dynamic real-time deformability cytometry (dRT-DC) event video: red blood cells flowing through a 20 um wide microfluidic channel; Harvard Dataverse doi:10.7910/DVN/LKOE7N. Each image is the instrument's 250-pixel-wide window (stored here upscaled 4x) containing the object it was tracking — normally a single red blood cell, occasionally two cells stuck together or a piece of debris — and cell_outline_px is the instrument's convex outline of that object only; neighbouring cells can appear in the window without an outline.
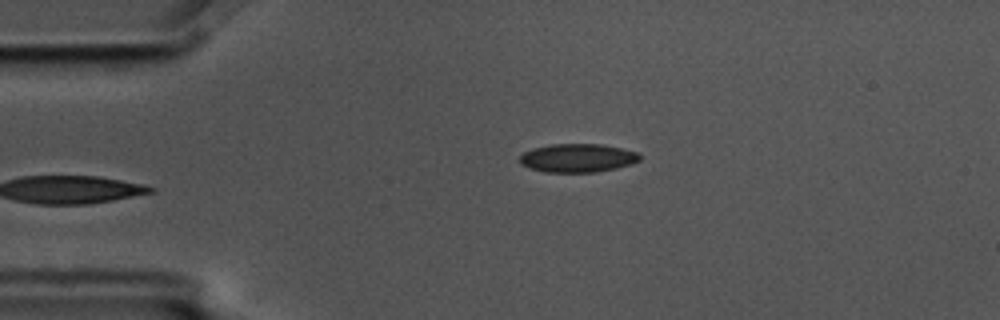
{"species": "common noctule bat (a hibernating species)", "species_latin": "Nyctalus noctula", "temperature_condition": "cold", "stored_images_in_passage": 2, "camera_frame_rate_fps": 3000, "um_per_image_px": 0.085, "animal": {"sex": "male", "body_mass_g": 17.5, "forearm_length_mm": 52.3}, "frame": {"image": 1, "passage_image": 2, "time_ms": 0.333, "image_size_px": [1000, 320], "cell_outline_px": [[640, 160], [632, 164], [616, 168], [596, 172], [544, 172], [520, 164], [520, 156], [524, 152], [532, 148], [552, 144], [600, 144], [640, 152]], "centroid_in_image_um": [49.12, 13.43], "position_along_channel_um": 35.9, "area_um2": 19.94}}